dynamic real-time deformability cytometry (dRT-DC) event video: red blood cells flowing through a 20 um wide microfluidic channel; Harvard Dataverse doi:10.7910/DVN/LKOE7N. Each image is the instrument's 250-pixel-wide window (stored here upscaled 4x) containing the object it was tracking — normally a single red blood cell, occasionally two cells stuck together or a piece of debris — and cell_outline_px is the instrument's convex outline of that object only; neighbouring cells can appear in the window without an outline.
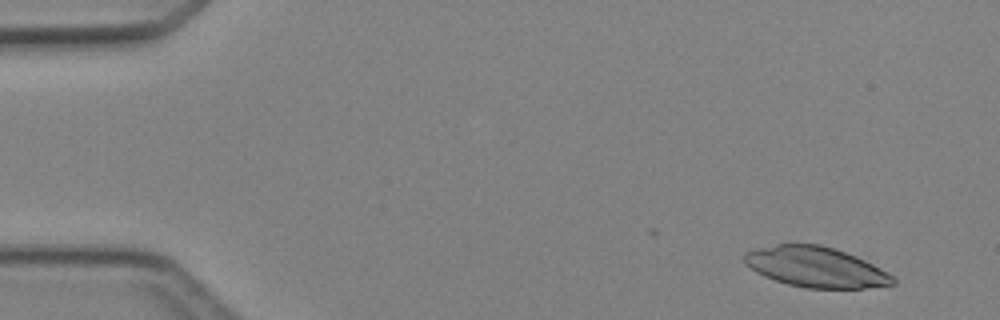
{"species": "Egyptian fruit bat (a non-hibernating species)", "species_latin": "Rousettus aegyptiacus", "temperature_condition": "cold", "stored_images_in_passage": 4, "camera_frame_rate_fps": 3000, "um_per_image_px": 0.085, "animal": {"sex": "female"}, "frame": {"image": 1, "passage_image": 1, "time_ms": 0.0, "image_size_px": [1000, 320], "cell_outline_px": [[896, 284], [864, 288], [808, 288], [788, 284], [764, 276], [756, 272], [744, 264], [740, 256], [744, 252], [756, 248], [776, 244], [820, 244], [856, 256], [880, 268], [892, 276], [896, 280]], "centroid_in_image_um": [69.28, 22.69], "position_along_channel_um": 15.7, "area_um2": 34.91}}